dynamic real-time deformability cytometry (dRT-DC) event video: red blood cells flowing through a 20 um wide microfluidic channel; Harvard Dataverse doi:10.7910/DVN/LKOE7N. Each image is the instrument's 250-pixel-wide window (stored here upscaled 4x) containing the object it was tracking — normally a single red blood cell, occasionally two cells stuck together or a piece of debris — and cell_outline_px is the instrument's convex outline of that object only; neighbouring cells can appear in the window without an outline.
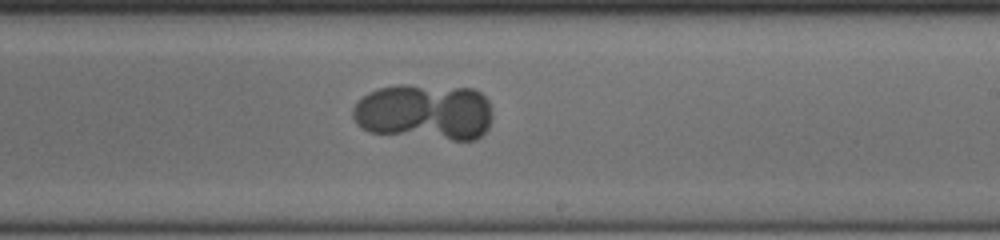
{"species": "human", "species_latin": "Homo sapiens", "temperature_condition": "cold", "stored_images_in_passage": 46, "camera_frame_rate_fps": 3000, "um_per_image_px": 0.085, "donor": {"sex": "female"}, "frame": {"image": 1, "passage_image": 24, "time_ms": 7.667, "image_size_px": [1000, 240], "cell_outline_px": [[492, 116], [488, 128], [476, 140], [452, 140], [368, 132], [360, 128], [356, 124], [352, 116], [352, 108], [368, 92], [380, 88], [396, 84], [404, 84], [472, 88], [480, 92], [488, 100]], "centroid_in_image_um": [36.07, 9.52], "position_along_channel_um": 252.9, "area_um2": 46.3}}
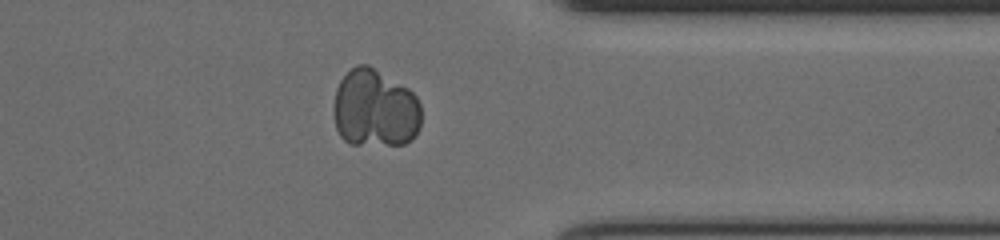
{"frame": {"image": 2, "passage_image": 35, "time_ms": 11.333, "image_size_px": [1000, 240], "cell_outline_px": [[420, 128], [412, 140], [404, 144], [348, 144], [340, 136], [336, 128], [332, 108], [336, 88], [340, 80], [356, 64], [368, 64], [408, 88], [416, 96], [420, 104]], "centroid_in_image_um": [31.85, 9.23], "position_along_channel_um": 379.5, "area_um2": 40.23}}
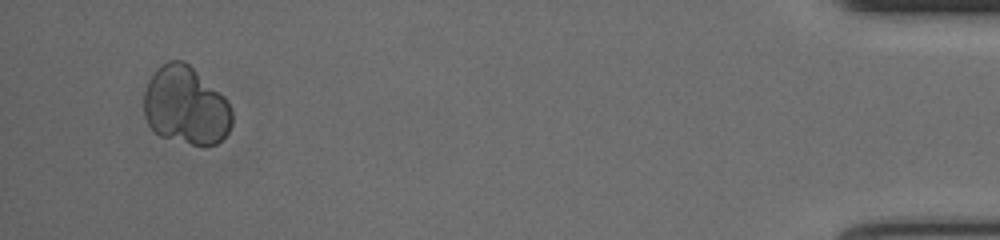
{"frame": {"image": 3, "passage_image": 44, "time_ms": 14.333, "image_size_px": [1000, 240], "cell_outline_px": [[232, 124], [228, 132], [216, 144], [192, 144], [160, 136], [148, 124], [144, 116], [144, 92], [148, 80], [156, 68], [168, 60], [184, 60], [224, 96], [232, 108]], "centroid_in_image_um": [15.78, 8.96], "position_along_channel_um": 419.4, "area_um2": 40.06}}